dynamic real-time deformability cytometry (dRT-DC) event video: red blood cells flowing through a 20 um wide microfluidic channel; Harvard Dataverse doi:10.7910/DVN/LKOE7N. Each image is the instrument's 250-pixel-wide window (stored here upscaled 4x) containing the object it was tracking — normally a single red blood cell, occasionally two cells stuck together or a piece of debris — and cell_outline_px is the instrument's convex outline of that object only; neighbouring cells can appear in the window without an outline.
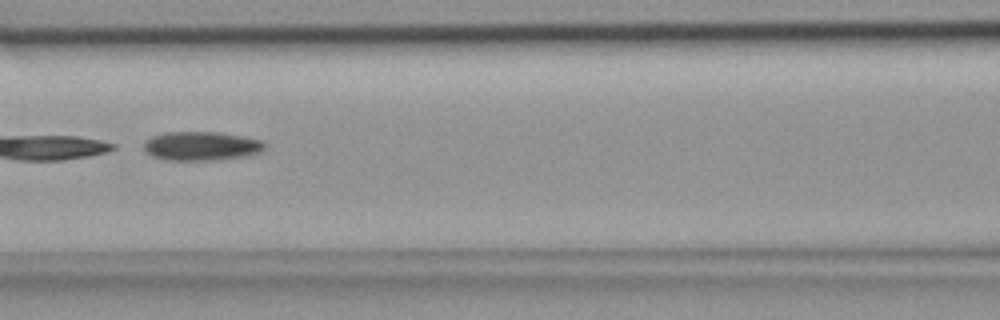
{"species": "common noctule bat (a hibernating species)", "species_latin": "Nyctalus noctula", "temperature_condition": "room temperature", "stored_images_in_passage": 8, "camera_frame_rate_fps": 3000, "um_per_image_px": 0.085, "animal": {"sex": "female", "body_mass_g": 18.4}, "frame": {"image": 1, "passage_image": 6, "time_ms": 1.667, "image_size_px": [1000, 320], "cell_outline_px": [[268, 144], [260, 152], [244, 156], [216, 160], [168, 160], [152, 156], [144, 152], [144, 140], [152, 136], [168, 132], [220, 132], [244, 136], [264, 140]], "centroid_in_image_um": [17.13, 12.4], "position_along_channel_um": 149.5, "area_um2": 20.63}}
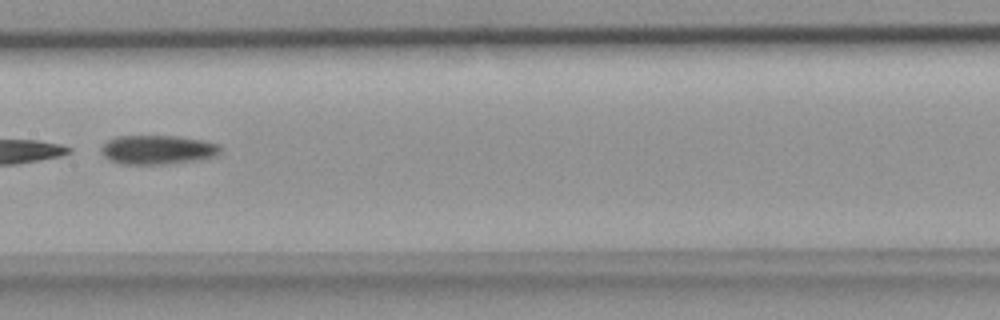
{"frame": {"image": 2, "passage_image": 7, "time_ms": 2.0, "image_size_px": [1000, 320], "cell_outline_px": [[224, 148], [216, 156], [200, 160], [168, 164], [120, 164], [108, 160], [100, 152], [100, 148], [108, 140], [116, 136], [180, 136], [204, 140], [220, 144]], "centroid_in_image_um": [13.44, 12.73], "position_along_channel_um": 194.0, "area_um2": 20.69}}
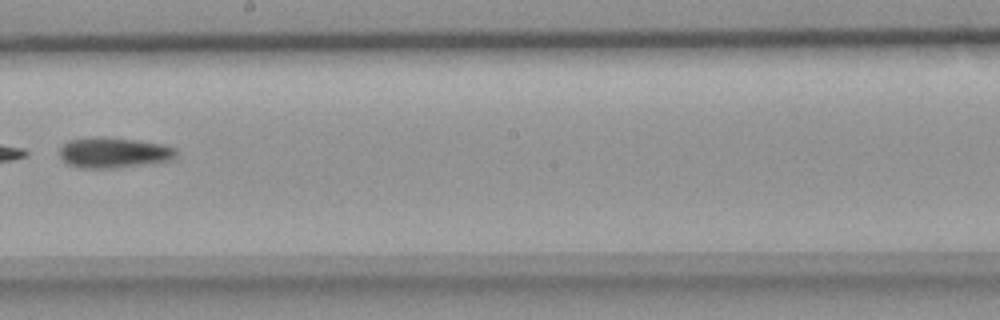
{"frame": {"image": 3, "passage_image": 8, "time_ms": 2.333, "image_size_px": [1000, 320], "cell_outline_px": [[176, 156], [172, 160], [152, 164], [116, 168], [80, 168], [68, 164], [60, 156], [60, 148], [68, 140], [100, 136], [104, 136], [140, 140], [164, 144], [176, 148]], "centroid_in_image_um": [9.72, 12.97], "position_along_channel_um": 238.5, "area_um2": 21.15}}